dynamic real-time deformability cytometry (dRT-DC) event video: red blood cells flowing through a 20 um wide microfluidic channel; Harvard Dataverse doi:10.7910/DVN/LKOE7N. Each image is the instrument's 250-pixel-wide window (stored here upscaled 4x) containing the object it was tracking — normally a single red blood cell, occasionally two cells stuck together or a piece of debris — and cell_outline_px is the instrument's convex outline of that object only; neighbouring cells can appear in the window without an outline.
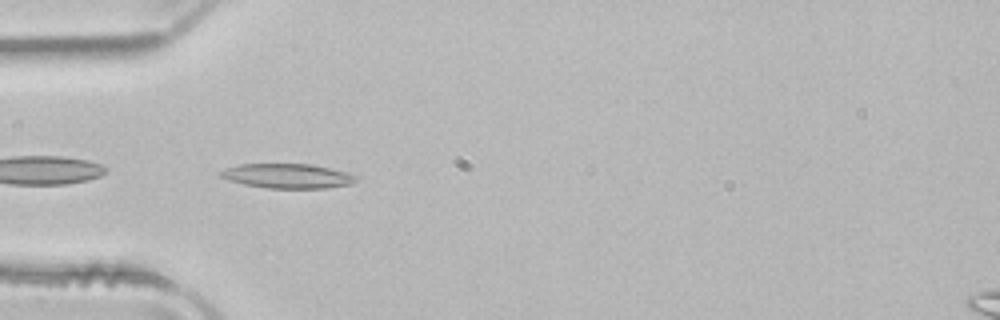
{"species": "common noctule bat (a hibernating species)", "species_latin": "Nyctalus noctula", "temperature_condition": "room temperature", "stored_images_in_passage": 37, "camera_frame_rate_fps": 3000, "um_per_image_px": 0.085, "animal": {"sex": "male", "body_mass_g": 21.5, "forearm_length_mm": 52.0}, "frame": {"image": 1, "passage_image": 1, "time_ms": 0.0, "image_size_px": [1000, 320], "cell_outline_px": [[360, 176], [352, 184], [328, 188], [268, 188], [244, 184], [228, 180], [220, 176], [216, 172], [224, 168], [240, 164], [312, 164]], "centroid_in_image_um": [24.41, 14.96], "position_along_channel_um": 60.6, "area_um2": 19.48}}
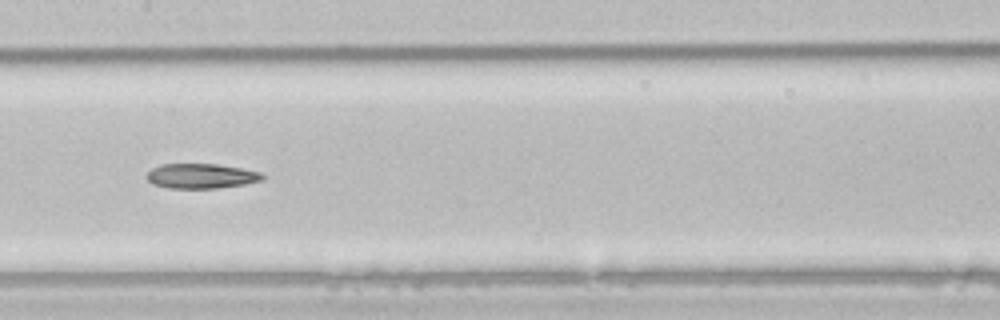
{"frame": {"image": 2, "passage_image": 11, "time_ms": 3.333, "image_size_px": [1000, 320], "cell_outline_px": [[264, 180], [244, 184], [216, 188], [168, 188], [152, 184], [144, 176], [152, 168], [160, 164], [216, 164], [240, 168], [260, 172], [264, 176]], "centroid_in_image_um": [17.06, 14.96], "position_along_channel_um": 190.3, "area_um2": 16.76}}
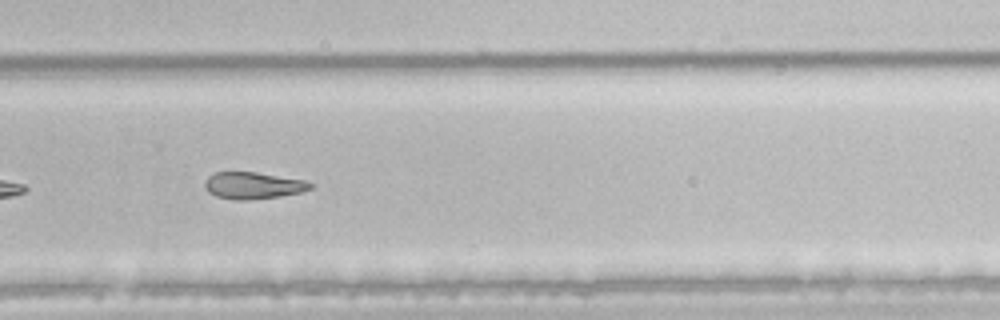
{"frame": {"image": 3, "passage_image": 20, "time_ms": 6.333, "image_size_px": [1000, 320], "cell_outline_px": [[316, 184], [312, 188], [300, 192], [280, 196], [248, 200], [232, 200], [216, 196], [208, 192], [204, 184], [204, 180], [208, 176], [216, 172], [256, 172], [304, 180]], "centroid_in_image_um": [21.5, 15.77], "position_along_channel_um": 308.3, "area_um2": 16.59}}